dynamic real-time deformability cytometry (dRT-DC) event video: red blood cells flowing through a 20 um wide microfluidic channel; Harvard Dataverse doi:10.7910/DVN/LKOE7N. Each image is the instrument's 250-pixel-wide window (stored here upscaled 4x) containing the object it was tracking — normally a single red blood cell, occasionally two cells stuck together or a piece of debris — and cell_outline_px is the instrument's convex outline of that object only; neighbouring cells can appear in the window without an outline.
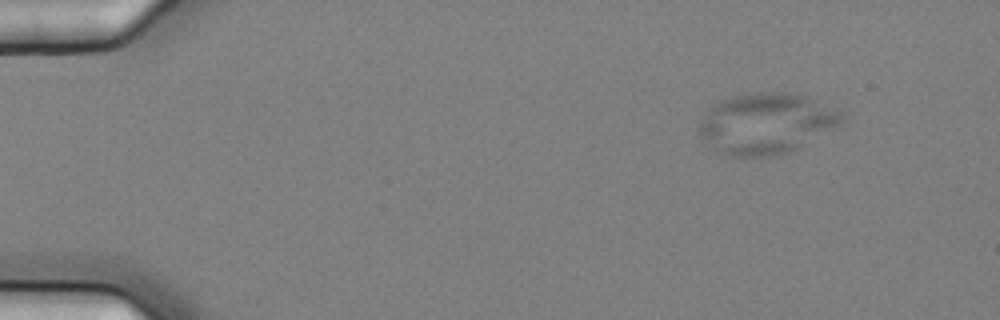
{"species": "common noctule bat (a hibernating species)", "species_latin": "Nyctalus noctula", "temperature_condition": "cold", "stored_images_in_passage": 5, "camera_frame_rate_fps": 3000, "um_per_image_px": 0.085, "animal": {"sex": "female", "body_mass_g": 25.1}, "frame": {"image": 1, "passage_image": 1, "time_ms": 0.0, "image_size_px": [1000, 320], "cell_outline_px": [[844, 120], [840, 124], [796, 148], [788, 152], [772, 156], [728, 156], [716, 148], [696, 128], [696, 124], [720, 100], [732, 96], [748, 92], [780, 92], [800, 96], [844, 112]], "centroid_in_image_um": [65.11, 10.48], "position_along_channel_um": 19.9, "area_um2": 49.25}}